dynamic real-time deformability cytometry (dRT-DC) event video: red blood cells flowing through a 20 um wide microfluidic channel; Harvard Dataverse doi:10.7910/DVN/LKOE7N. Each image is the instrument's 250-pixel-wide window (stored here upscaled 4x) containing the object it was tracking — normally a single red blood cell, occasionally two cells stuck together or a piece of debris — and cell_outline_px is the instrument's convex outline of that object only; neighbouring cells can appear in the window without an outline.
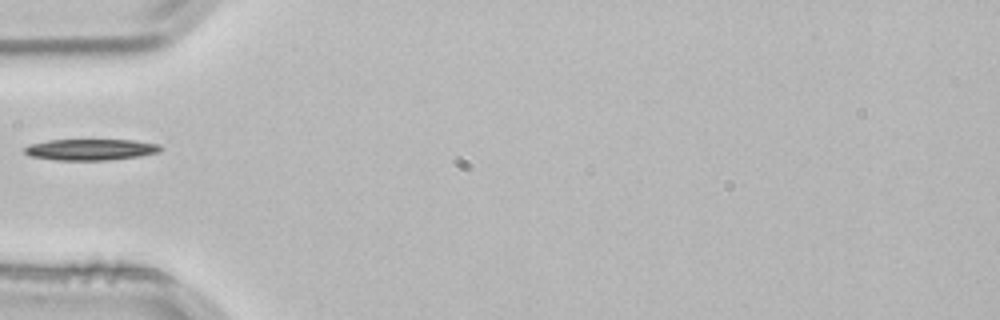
{"species": "common noctule bat (a hibernating species)", "species_latin": "Nyctalus noctula", "temperature_condition": "room temperature", "stored_images_in_passage": 2, "camera_frame_rate_fps": 3000, "um_per_image_px": 0.085, "animal": {"sex": "male", "body_mass_g": 21.5, "forearm_length_mm": 52.0}, "frame": {"image": 1, "passage_image": 2, "time_ms": 0.333, "image_size_px": [1000, 320], "cell_outline_px": [[164, 148], [160, 152], [140, 156], [108, 160], [56, 160], [28, 156], [24, 152], [24, 148], [28, 144], [48, 140], [132, 140], [160, 144]], "centroid_in_image_um": [7.71, 12.71], "position_along_channel_um": 77.3, "area_um2": 16.99}}